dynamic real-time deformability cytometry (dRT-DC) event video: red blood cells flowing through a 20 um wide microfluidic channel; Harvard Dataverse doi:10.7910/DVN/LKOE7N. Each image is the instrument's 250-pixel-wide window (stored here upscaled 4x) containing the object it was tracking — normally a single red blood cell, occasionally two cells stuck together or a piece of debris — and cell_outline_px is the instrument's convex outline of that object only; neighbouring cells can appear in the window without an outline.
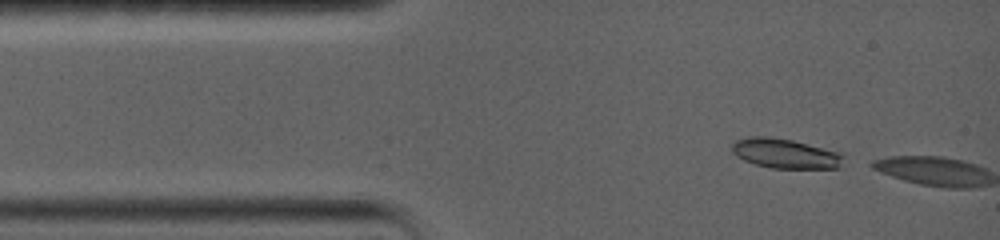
{"species": "common noctule bat (a hibernating species)", "species_latin": "Nyctalus noctula", "temperature_condition": "warm", "stored_images_in_passage": 2, "camera_frame_rate_fps": 5000, "um_per_image_px": 0.085, "animal": {"sex": "female", "body_mass_g": 19.0, "forearm_length_mm": 56.7}, "frame": {"image": 1, "passage_image": 1, "time_ms": 0.0, "image_size_px": [1000, 240], "cell_outline_px": [[844, 156], [840, 168], [772, 168], [756, 164], [744, 160], [736, 156], [732, 152], [732, 144], [736, 140], [748, 136], [768, 136], [792, 140], [844, 152]], "centroid_in_image_um": [66.78, 13.04], "position_along_channel_um": 18.2, "area_um2": 19.54}}